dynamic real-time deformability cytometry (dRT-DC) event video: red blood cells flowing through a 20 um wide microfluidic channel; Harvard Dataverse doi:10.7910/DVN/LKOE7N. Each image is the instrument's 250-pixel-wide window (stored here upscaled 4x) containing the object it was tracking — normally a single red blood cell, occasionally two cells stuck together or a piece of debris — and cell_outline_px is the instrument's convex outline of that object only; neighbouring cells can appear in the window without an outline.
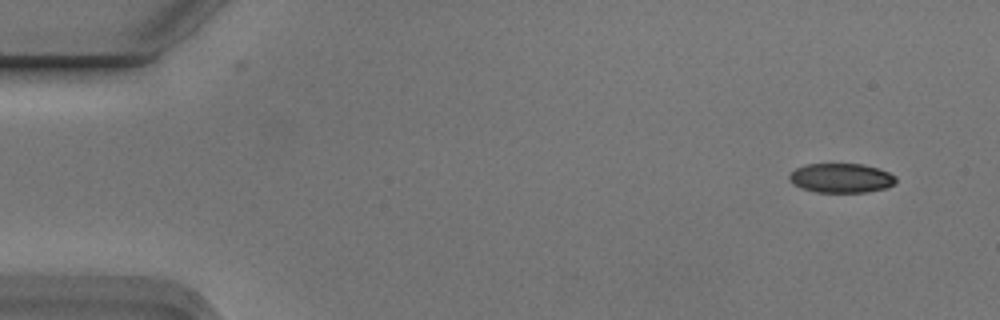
{"species": "Egyptian fruit bat (a non-hibernating species)", "species_latin": "Rousettus aegyptiacus", "temperature_condition": "cold", "stored_images_in_passage": 8, "camera_frame_rate_fps": 3000, "um_per_image_px": 0.085, "animal": {"sex": "male"}, "frame": {"image": 1, "passage_image": 1, "time_ms": 0.0, "image_size_px": [1000, 320], "cell_outline_px": [[896, 184], [888, 188], [864, 192], [816, 192], [800, 188], [792, 184], [788, 176], [796, 168], [804, 164], [860, 164], [876, 168], [888, 172], [896, 176]], "centroid_in_image_um": [71.49, 15.14], "position_along_channel_um": 13.5, "area_um2": 18.32}}
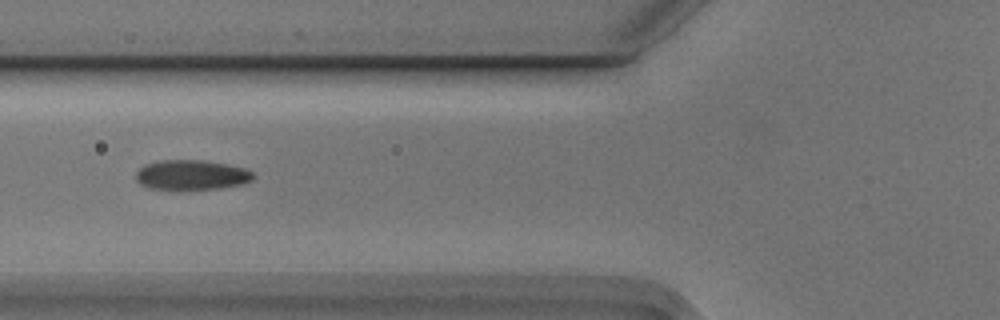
{"frame": {"image": 2, "passage_image": 5, "time_ms": 1.333, "image_size_px": [1000, 320], "cell_outline_px": [[252, 180], [244, 184], [220, 188], [180, 192], [148, 188], [140, 184], [136, 180], [136, 172], [144, 164], [160, 160], [200, 160], [224, 164], [244, 168], [252, 172]], "centroid_in_image_um": [16.21, 14.91], "position_along_channel_um": 109.6, "area_um2": 21.04}}
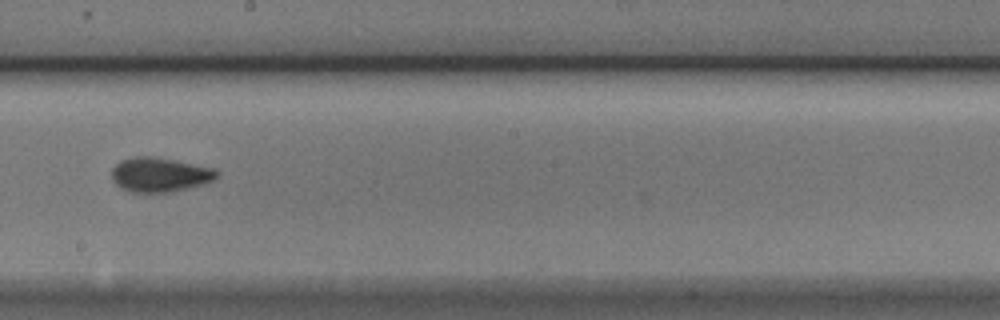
{"frame": {"image": 3, "passage_image": 8, "time_ms": 2.333, "image_size_px": [1000, 320], "cell_outline_px": [[220, 172], [212, 180], [204, 184], [168, 192], [132, 192], [120, 188], [112, 180], [112, 168], [120, 160], [136, 156], [156, 156], [216, 168]], "centroid_in_image_um": [13.57, 14.83], "position_along_channel_um": 234.6, "area_um2": 21.21}}